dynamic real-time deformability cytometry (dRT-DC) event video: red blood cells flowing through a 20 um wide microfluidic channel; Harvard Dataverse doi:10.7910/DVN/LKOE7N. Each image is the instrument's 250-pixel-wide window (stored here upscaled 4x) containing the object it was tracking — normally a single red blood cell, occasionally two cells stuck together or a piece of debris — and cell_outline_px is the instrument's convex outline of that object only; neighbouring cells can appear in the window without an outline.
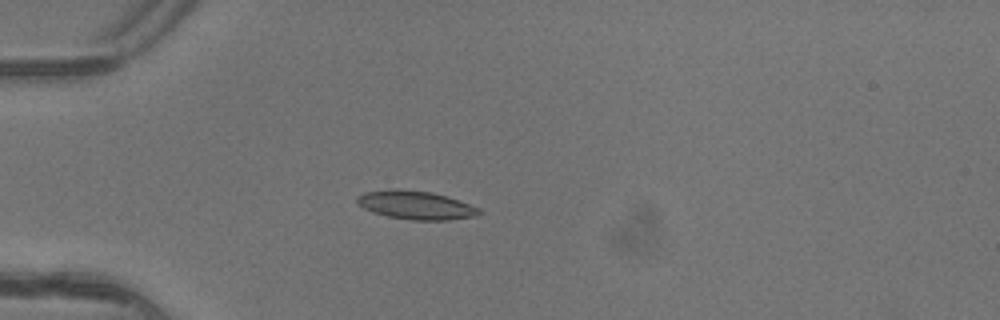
{"species": "common noctule bat (a hibernating species)", "species_latin": "Nyctalus noctula", "temperature_condition": "warm", "stored_images_in_passage": 5, "camera_frame_rate_fps": 3000, "um_per_image_px": 0.085, "animal": {"sex": "female"}, "frame": {"image": 1, "passage_image": 4, "time_ms": 1.0, "image_size_px": [1000, 320], "cell_outline_px": [[484, 212], [476, 216], [448, 220], [412, 220], [388, 216], [372, 212], [364, 208], [356, 200], [356, 196], [364, 192], [432, 192], [480, 208]], "centroid_in_image_um": [35.41, 17.5], "position_along_channel_um": 49.6, "area_um2": 19.19}}